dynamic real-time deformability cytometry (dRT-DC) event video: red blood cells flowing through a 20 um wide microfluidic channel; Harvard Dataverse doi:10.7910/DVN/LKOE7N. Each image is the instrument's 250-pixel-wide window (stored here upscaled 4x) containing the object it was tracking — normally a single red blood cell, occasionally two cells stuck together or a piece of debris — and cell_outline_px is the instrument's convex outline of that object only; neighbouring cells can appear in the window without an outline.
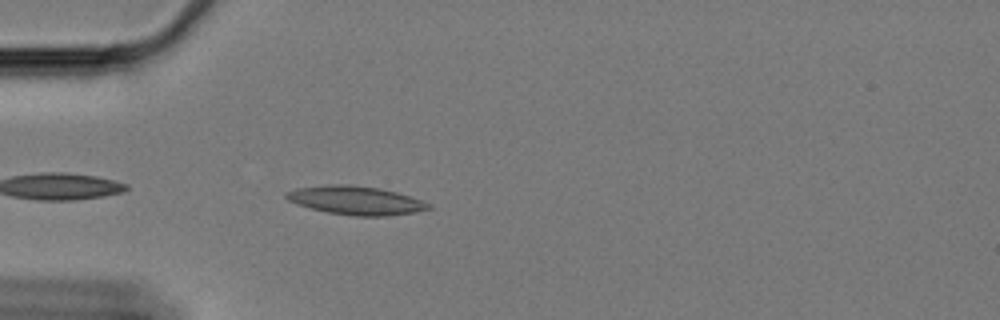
{"species": "Egyptian fruit bat (a non-hibernating species)", "species_latin": "Rousettus aegyptiacus", "temperature_condition": "cold", "stored_images_in_passage": 24, "camera_frame_rate_fps": 3000, "um_per_image_px": 0.085, "animal": {"sex": "female"}, "frame": {"image": 1, "passage_image": 3, "time_ms": 0.667, "image_size_px": [1000, 320], "cell_outline_px": [[432, 208], [412, 212], [384, 216], [356, 216], [328, 212], [312, 208], [288, 200], [284, 196], [284, 192], [296, 188], [328, 184], [348, 184], [380, 188], [396, 192], [432, 204]], "centroid_in_image_um": [30.22, 17.02], "position_along_channel_um": 54.8, "area_um2": 23.47}}
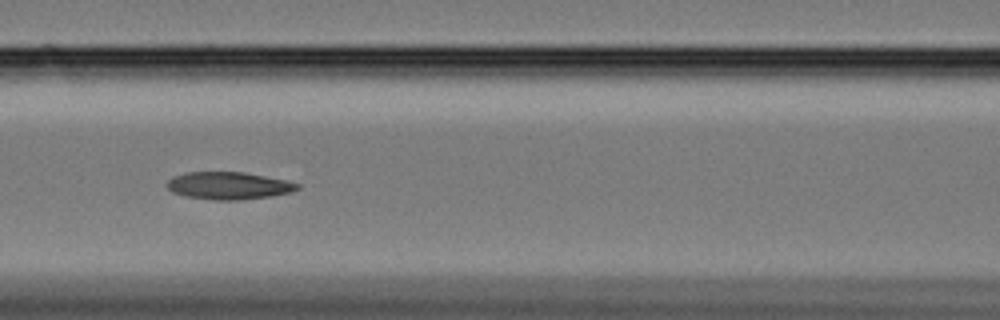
{"frame": {"image": 2, "passage_image": 12, "time_ms": 3.667, "image_size_px": [1000, 320], "cell_outline_px": [[300, 188], [292, 192], [272, 196], [240, 200], [216, 200], [184, 196], [172, 192], [168, 188], [168, 180], [172, 176], [184, 172], [244, 172], [284, 180], [300, 184]], "centroid_in_image_um": [19.43, 15.78], "position_along_channel_um": 147.2, "area_um2": 20.87}}
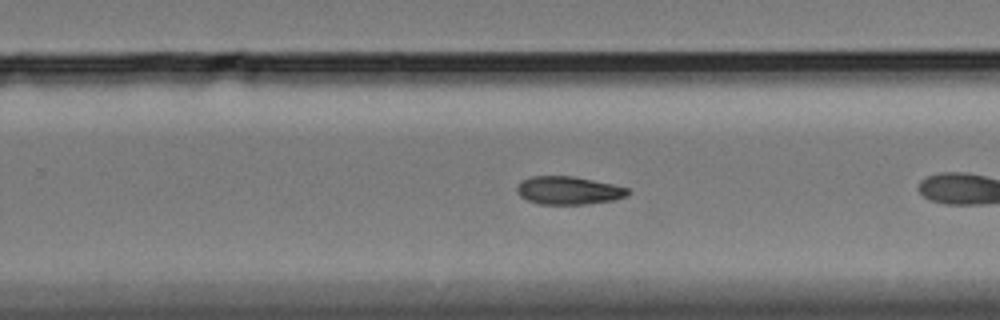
{"frame": {"image": 3, "passage_image": 21, "time_ms": 6.667, "image_size_px": [1000, 320], "cell_outline_px": [[632, 192], [628, 196], [612, 200], [584, 204], [540, 204], [528, 200], [520, 196], [516, 192], [516, 188], [520, 180], [532, 176], [572, 176], [612, 184], [628, 188]], "centroid_in_image_um": [48.31, 16.18], "position_along_channel_um": 281.5, "area_um2": 18.15}}